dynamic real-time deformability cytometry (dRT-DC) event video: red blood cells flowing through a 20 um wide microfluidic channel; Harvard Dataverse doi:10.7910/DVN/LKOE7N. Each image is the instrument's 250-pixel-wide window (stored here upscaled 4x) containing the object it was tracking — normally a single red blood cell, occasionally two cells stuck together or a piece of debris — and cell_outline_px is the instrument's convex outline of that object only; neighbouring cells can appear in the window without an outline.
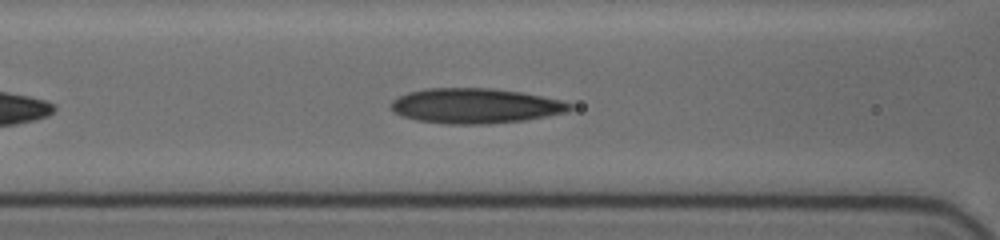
{"species": "human", "species_latin": "Homo sapiens", "temperature_condition": "cold", "stored_images_in_passage": 37, "camera_frame_rate_fps": 3000, "um_per_image_px": 0.085, "donor": {"sex": "female"}, "frame": {"image": 1, "passage_image": 9, "time_ms": 2.667, "image_size_px": [1000, 240], "cell_outline_px": [[572, 108], [568, 112], [524, 120], [488, 124], [448, 124], [416, 120], [400, 116], [388, 104], [392, 100], [408, 92], [424, 88], [492, 88], [520, 92], [564, 100], [572, 104]], "centroid_in_image_um": [40.4, 8.99], "position_along_channel_um": 126.2, "area_um2": 36.7}}
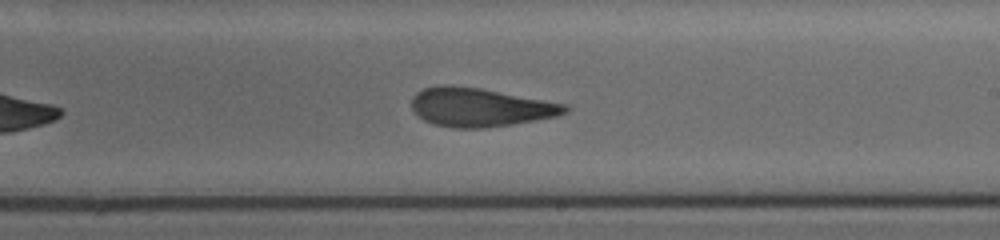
{"frame": {"image": 2, "passage_image": 19, "time_ms": 6.0, "image_size_px": [1000, 240], "cell_outline_px": [[572, 108], [568, 112], [556, 116], [536, 120], [512, 124], [484, 128], [452, 128], [432, 124], [416, 116], [412, 112], [412, 96], [416, 92], [424, 88], [440, 84], [448, 84], [480, 88], [568, 104]], "centroid_in_image_um": [40.78, 9.11], "position_along_channel_um": 248.2, "area_um2": 35.03}}
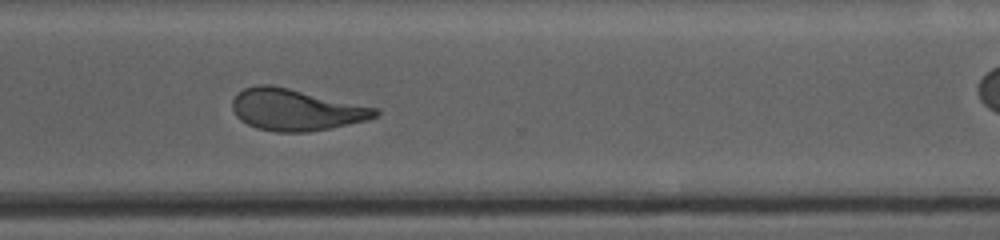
{"frame": {"image": 3, "passage_image": 27, "time_ms": 8.667, "image_size_px": [1000, 240], "cell_outline_px": [[380, 112], [376, 116], [368, 120], [308, 132], [276, 132], [256, 128], [240, 120], [236, 116], [232, 108], [232, 100], [236, 92], [244, 88], [256, 84], [268, 84], [288, 88], [380, 108]], "centroid_in_image_um": [25.13, 9.32], "position_along_channel_um": 345.5, "area_um2": 34.74}, "authors_computed_cell_mechanics": {"area_um2": 35.1424, "velocity_mm_per_s": 3.6657, "shape_relaxation_time_tau1_ms": 9.9214, "shape_relaxation_time_tau2_ms": 2.2297, "deformation_change_tau1": 0.2618, "deformation_change_tau2": 0.1171}}